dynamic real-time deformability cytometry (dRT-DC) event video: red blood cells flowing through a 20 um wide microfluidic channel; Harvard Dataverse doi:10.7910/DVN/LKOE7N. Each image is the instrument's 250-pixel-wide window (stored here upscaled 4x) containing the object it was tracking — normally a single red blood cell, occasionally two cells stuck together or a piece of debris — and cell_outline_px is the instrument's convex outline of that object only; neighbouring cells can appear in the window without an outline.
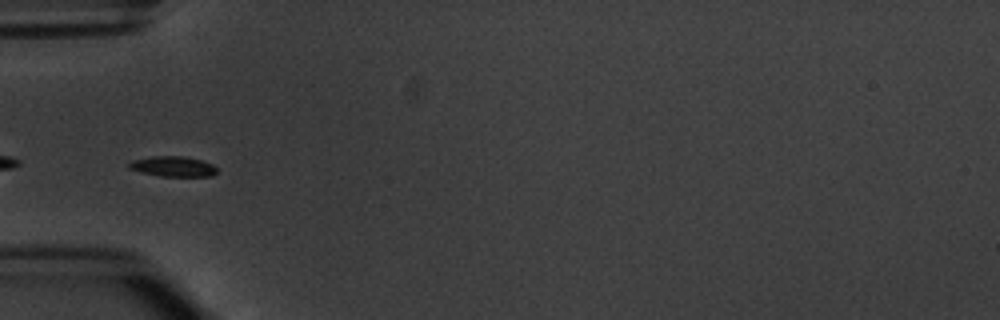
{"species": "common noctule bat (a hibernating species)", "species_latin": "Nyctalus noctula", "temperature_condition": "warm", "stored_images_in_passage": 4, "camera_frame_rate_fps": 3000, "um_per_image_px": 0.085, "animal": {"sex": "male", "body_mass_g": 20.1, "forearm_length_mm": 53.5}, "frame": {"image": 1, "passage_image": 4, "time_ms": 3.667, "image_size_px": [1000, 320], "cell_outline_px": [[216, 172], [212, 176], [160, 176], [140, 172], [128, 168], [128, 164], [132, 160], [152, 156], [184, 156], [200, 160], [212, 164], [216, 168]], "centroid_in_image_um": [14.67, 14.14], "position_along_channel_um": 70.3, "area_um2": 10.35}}